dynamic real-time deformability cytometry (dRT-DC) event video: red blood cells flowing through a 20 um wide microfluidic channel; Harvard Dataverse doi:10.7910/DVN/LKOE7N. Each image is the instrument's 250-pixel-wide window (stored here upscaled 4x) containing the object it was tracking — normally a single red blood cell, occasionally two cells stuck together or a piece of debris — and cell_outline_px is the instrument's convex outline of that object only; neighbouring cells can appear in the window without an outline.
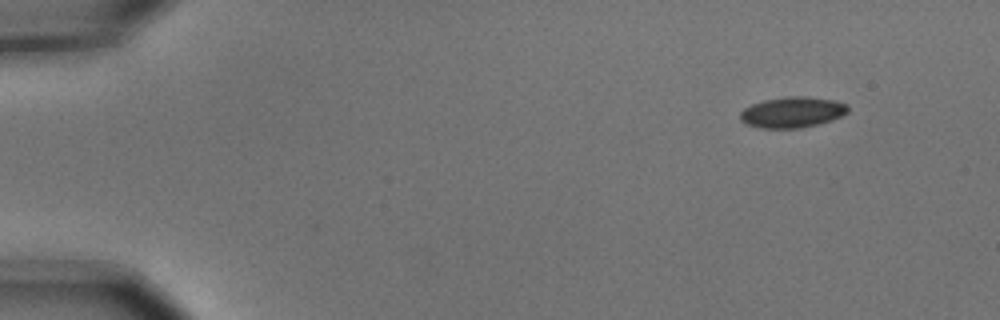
{"species": "common noctule bat (a hibernating species)", "species_latin": "Nyctalus noctula", "temperature_condition": "cold", "stored_images_in_passage": 4, "camera_frame_rate_fps": 3000, "um_per_image_px": 0.085, "animal": {"sex": "male", "body_mass_g": 15.6}, "frame": {"image": 1, "passage_image": 1, "time_ms": 0.0, "image_size_px": [1000, 320], "cell_outline_px": [[848, 112], [832, 120], [800, 128], [760, 128], [748, 124], [740, 120], [740, 112], [744, 108], [752, 104], [764, 100], [788, 96], [804, 96], [836, 100], [848, 104]], "centroid_in_image_um": [67.35, 9.53], "position_along_channel_um": 17.6, "area_um2": 19.31}}
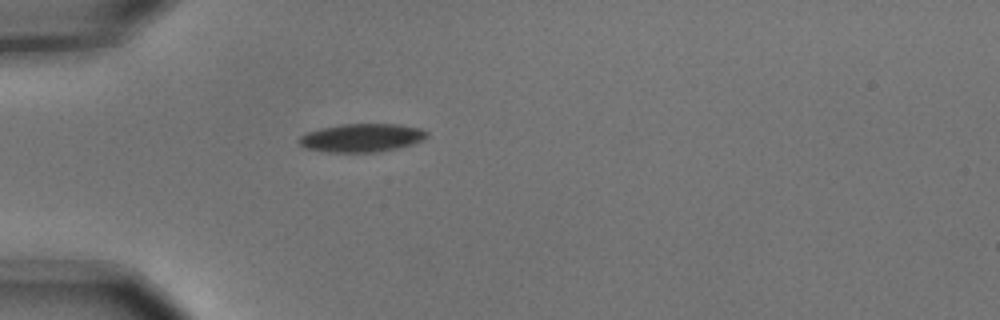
{"frame": {"image": 2, "passage_image": 4, "time_ms": 1.0, "image_size_px": [1000, 320], "cell_outline_px": [[428, 136], [424, 140], [400, 148], [380, 152], [328, 152], [304, 148], [296, 140], [300, 136], [308, 132], [340, 124], [400, 124], [420, 128], [428, 132]], "centroid_in_image_um": [30.78, 11.72], "position_along_channel_um": 54.2, "area_um2": 21.27}}